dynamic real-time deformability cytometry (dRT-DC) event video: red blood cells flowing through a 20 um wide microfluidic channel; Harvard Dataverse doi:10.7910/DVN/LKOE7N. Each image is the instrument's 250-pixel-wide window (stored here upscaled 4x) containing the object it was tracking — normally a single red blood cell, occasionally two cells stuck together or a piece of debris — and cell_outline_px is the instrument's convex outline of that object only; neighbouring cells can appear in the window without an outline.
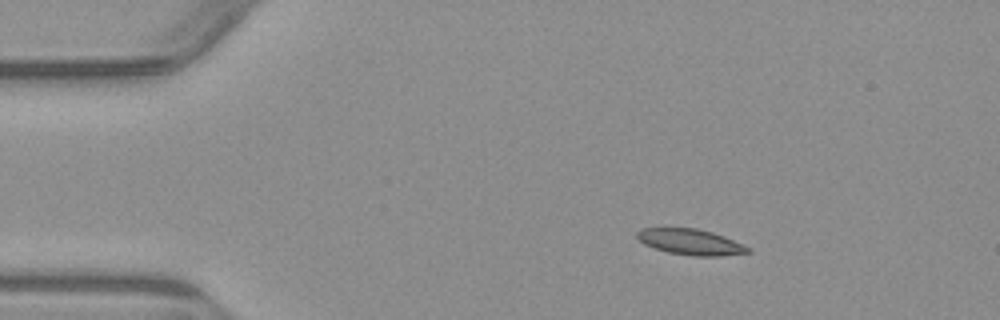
{"species": "common noctule bat (a hibernating species)", "species_latin": "Nyctalus noctula", "temperature_condition": "warm", "stored_images_in_passage": 3, "camera_frame_rate_fps": 3000, "um_per_image_px": 0.085, "animal": {"sex": "male", "body_mass_g": 23.1, "forearm_length_mm": 52.7}, "frame": {"image": 1, "passage_image": 1, "time_ms": 0.0, "image_size_px": [1000, 320], "cell_outline_px": [[752, 252], [720, 256], [692, 256], [668, 252], [644, 244], [636, 236], [636, 232], [640, 228], [696, 228], [712, 232], [724, 236], [752, 248]], "centroid_in_image_um": [58.72, 20.56], "position_along_channel_um": 26.3, "area_um2": 16.7}}
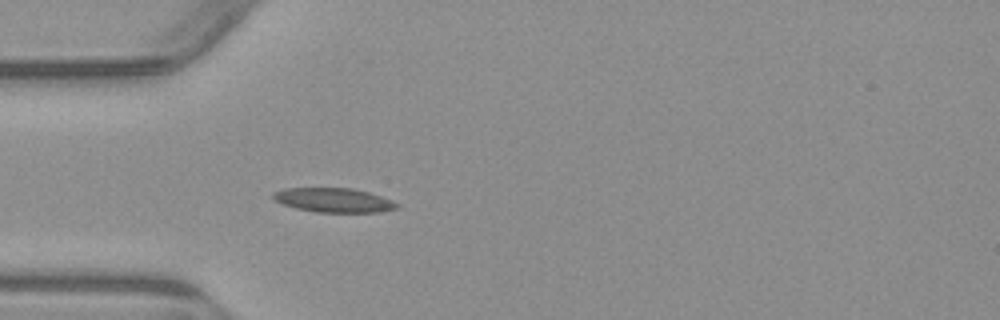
{"frame": {"image": 2, "passage_image": 3, "time_ms": 2.333, "image_size_px": [1000, 320], "cell_outline_px": [[400, 208], [380, 212], [316, 212], [296, 208], [284, 204], [276, 200], [272, 196], [272, 192], [284, 188], [352, 188], [368, 192], [392, 200], [400, 204]], "centroid_in_image_um": [28.4, 17.01], "position_along_channel_um": 56.6, "area_um2": 17.51}}